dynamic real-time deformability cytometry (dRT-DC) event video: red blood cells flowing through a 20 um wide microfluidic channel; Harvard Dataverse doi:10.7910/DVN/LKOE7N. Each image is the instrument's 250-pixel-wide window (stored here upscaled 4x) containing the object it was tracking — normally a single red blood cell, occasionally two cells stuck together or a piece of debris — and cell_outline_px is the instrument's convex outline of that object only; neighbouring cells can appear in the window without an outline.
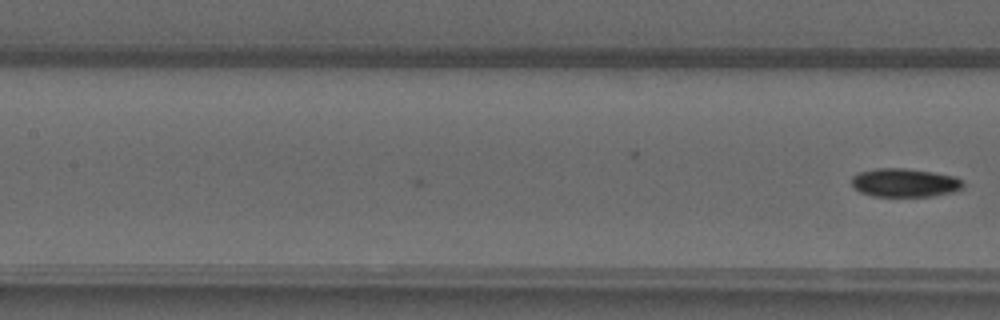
{"species": "common noctule bat (a hibernating species)", "species_latin": "Nyctalus noctula", "temperature_condition": "warm", "stored_images_in_passage": 8, "camera_frame_rate_fps": 3000, "um_per_image_px": 0.085, "animal": {"sex": "male", "forearm_length_mm": 52.5}, "frame": {"image": 1, "passage_image": 8, "time_ms": 2.333, "image_size_px": [1000, 320], "cell_outline_px": [[964, 184], [960, 188], [952, 192], [932, 196], [872, 196], [860, 192], [852, 188], [852, 176], [860, 172], [876, 168], [904, 168], [932, 172], [952, 176], [964, 180]], "centroid_in_image_um": [76.86, 15.53], "position_along_channel_um": 130.5, "area_um2": 18.5}}